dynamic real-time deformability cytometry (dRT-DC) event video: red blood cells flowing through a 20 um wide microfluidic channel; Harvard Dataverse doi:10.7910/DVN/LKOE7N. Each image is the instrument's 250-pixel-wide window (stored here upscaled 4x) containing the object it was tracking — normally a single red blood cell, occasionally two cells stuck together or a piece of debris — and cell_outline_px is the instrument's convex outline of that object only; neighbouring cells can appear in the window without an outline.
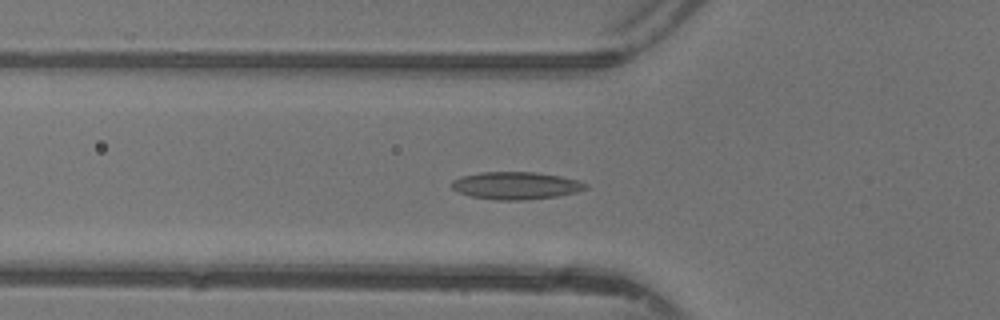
{"species": "common noctule bat (a hibernating species)", "species_latin": "Nyctalus noctula", "temperature_condition": "warm", "stored_images_in_passage": 41, "camera_frame_rate_fps": 3000, "um_per_image_px": 0.085, "animal": {"sex": "female"}, "frame": {"image": 1, "passage_image": 11, "time_ms": 3.333, "image_size_px": [1000, 320], "cell_outline_px": [[588, 188], [576, 192], [556, 196], [524, 200], [496, 200], [472, 196], [456, 192], [452, 188], [452, 180], [460, 176], [480, 172], [536, 172], [560, 176], [580, 180], [588, 184]], "centroid_in_image_um": [43.85, 15.77], "position_along_channel_um": 82.0, "area_um2": 21.56}}
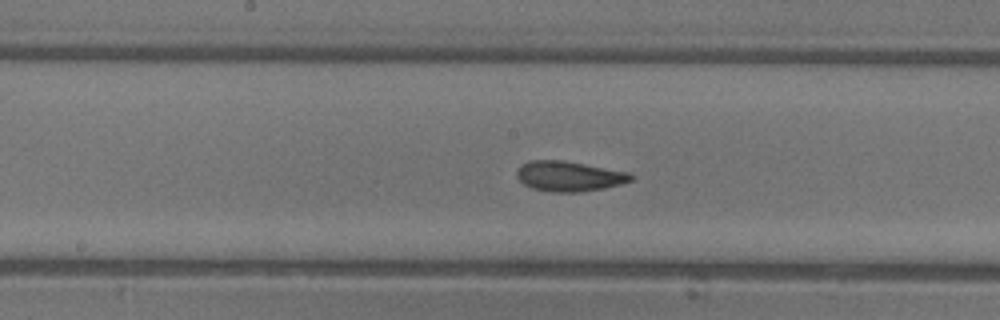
{"frame": {"image": 2, "passage_image": 19, "time_ms": 6.0, "image_size_px": [1000, 320], "cell_outline_px": [[636, 176], [632, 180], [620, 184], [604, 188], [580, 192], [552, 192], [532, 188], [524, 184], [516, 176], [516, 172], [520, 164], [528, 160], [564, 160], [632, 172]], "centroid_in_image_um": [48.4, 14.96], "position_along_channel_um": 199.8, "area_um2": 20.4}}
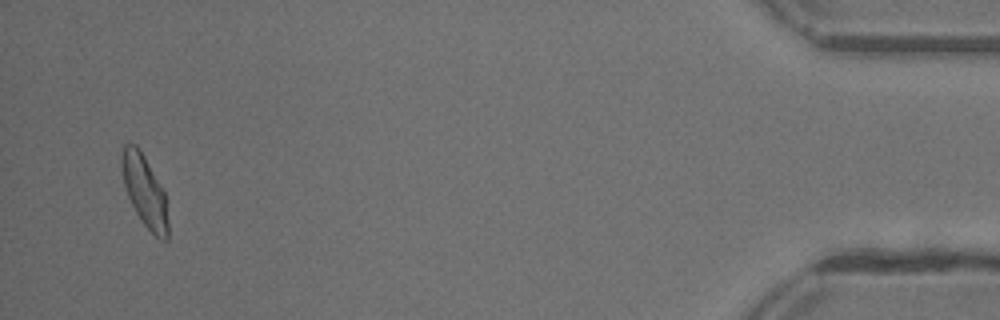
{"frame": {"image": 3, "passage_image": 40, "time_ms": 13.0, "image_size_px": [1000, 320], "cell_outline_px": [[168, 240], [160, 240], [144, 224], [136, 212], [128, 196], [124, 184], [120, 164], [120, 160], [124, 144], [136, 144], [144, 156], [164, 192], [168, 220]], "centroid_in_image_um": [12.28, 16.23], "position_along_channel_um": 422.9, "area_um2": 18.96}, "authors_computed_cell_mechanics": {"area_um2": 19.7098, "velocity_mm_per_s": 4.3925, "shape_relaxation_time_tau1_ms": 4.0254, "shape_relaxation_time_tau2_ms": 1.1557, "deformation_change_tau1": 0.1454, "deformation_change_tau2": 0.0772}}